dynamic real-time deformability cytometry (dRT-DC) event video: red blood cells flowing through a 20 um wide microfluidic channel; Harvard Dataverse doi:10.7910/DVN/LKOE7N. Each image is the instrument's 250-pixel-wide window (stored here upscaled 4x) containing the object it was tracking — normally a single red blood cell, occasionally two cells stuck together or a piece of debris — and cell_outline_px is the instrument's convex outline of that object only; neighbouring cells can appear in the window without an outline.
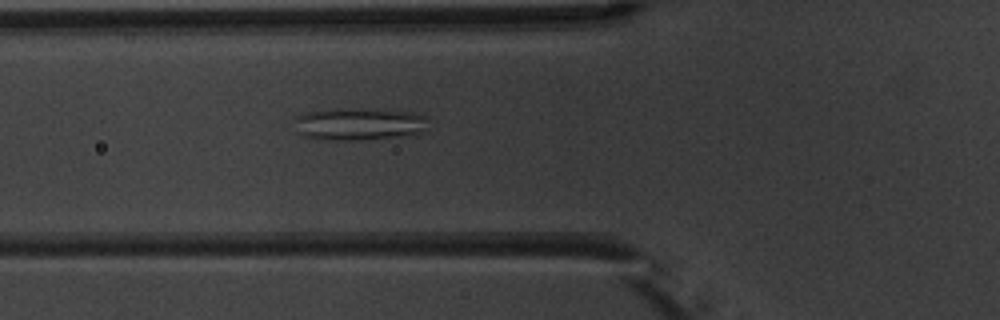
{"species": "common noctule bat (a hibernating species)", "species_latin": "Nyctalus noctula", "temperature_condition": "warm", "stored_images_in_passage": 4, "camera_frame_rate_fps": 3000, "um_per_image_px": 0.085, "animal": {"sex": "male", "body_mass_g": 20.1, "forearm_length_mm": 53.5}, "frame": {"image": 1, "passage_image": 4, "time_ms": 4.333, "image_size_px": [1000, 320], "cell_outline_px": [[428, 116], [424, 132], [412, 136], [360, 140], [324, 140], [300, 136], [296, 132], [292, 120], [296, 116], [308, 112], [328, 108], [348, 108], [412, 112]], "centroid_in_image_um": [30.47, 10.56], "position_along_channel_um": 95.3, "area_um2": 26.07}}